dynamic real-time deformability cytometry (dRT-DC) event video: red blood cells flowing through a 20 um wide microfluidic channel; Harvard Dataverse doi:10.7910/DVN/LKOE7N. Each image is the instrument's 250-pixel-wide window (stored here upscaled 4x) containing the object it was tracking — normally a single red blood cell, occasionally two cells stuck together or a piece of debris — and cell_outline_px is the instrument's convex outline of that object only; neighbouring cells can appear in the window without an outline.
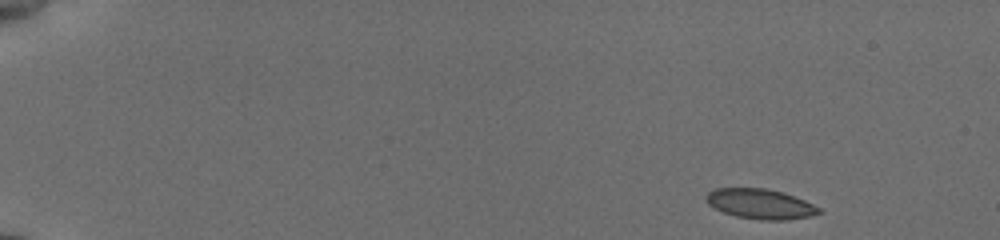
{"species": "common noctule bat (a hibernating species)", "species_latin": "Nyctalus noctula", "temperature_condition": "cold", "stored_images_in_passage": 50, "camera_frame_rate_fps": 3000, "um_per_image_px": 0.085, "animal": {"sex": "female", "body_mass_g": 19.5, "forearm_length_mm": 54.1}, "frame": {"image": 1, "passage_image": 1, "time_ms": 0.0, "image_size_px": [1000, 240], "cell_outline_px": [[824, 212], [812, 216], [788, 220], [760, 220], [736, 216], [724, 212], [708, 204], [704, 200], [704, 196], [708, 192], [716, 188], [764, 188], [784, 192], [804, 200], [820, 208]], "centroid_in_image_um": [64.64, 17.33], "position_along_channel_um": 20.4, "area_um2": 19.88}}
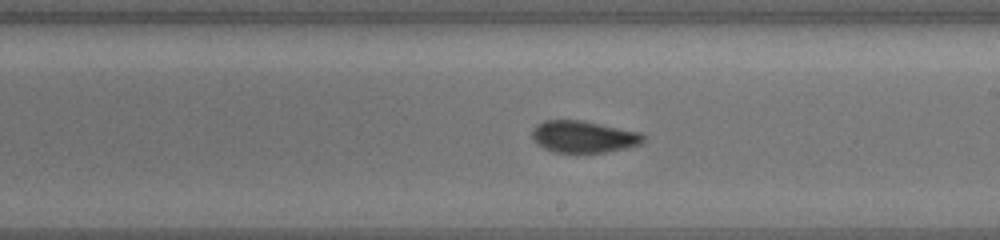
{"frame": {"image": 2, "passage_image": 29, "time_ms": 9.333, "image_size_px": [1000, 240], "cell_outline_px": [[648, 136], [640, 144], [624, 148], [604, 152], [576, 156], [552, 152], [536, 144], [532, 140], [532, 128], [536, 124], [544, 120], [584, 120], [644, 132]], "centroid_in_image_um": [49.6, 11.65], "position_along_channel_um": 239.4, "area_um2": 21.85}}
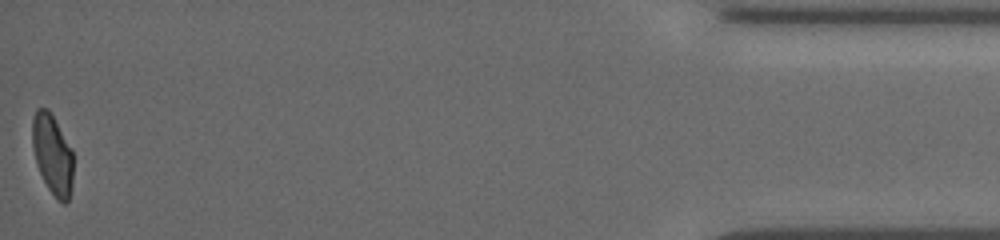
{"frame": {"image": 3, "passage_image": 50, "time_ms": 16.333, "image_size_px": [1000, 240], "cell_outline_px": [[72, 188], [68, 200], [64, 204], [56, 200], [48, 188], [36, 164], [32, 144], [32, 120], [36, 108], [48, 108], [72, 148]], "centroid_in_image_um": [4.45, 13.13], "position_along_channel_um": 430.7, "area_um2": 19.19}, "authors_computed_cell_mechanics": {"area_um2": 20.3456, "velocity_mm_per_s": 3.8228, "shape_relaxation_time_tau1_ms": null, "shape_relaxation_time_tau2_ms": 2.6719, "deformation_change_tau1": null, "deformation_change_tau2": 0.0606}}